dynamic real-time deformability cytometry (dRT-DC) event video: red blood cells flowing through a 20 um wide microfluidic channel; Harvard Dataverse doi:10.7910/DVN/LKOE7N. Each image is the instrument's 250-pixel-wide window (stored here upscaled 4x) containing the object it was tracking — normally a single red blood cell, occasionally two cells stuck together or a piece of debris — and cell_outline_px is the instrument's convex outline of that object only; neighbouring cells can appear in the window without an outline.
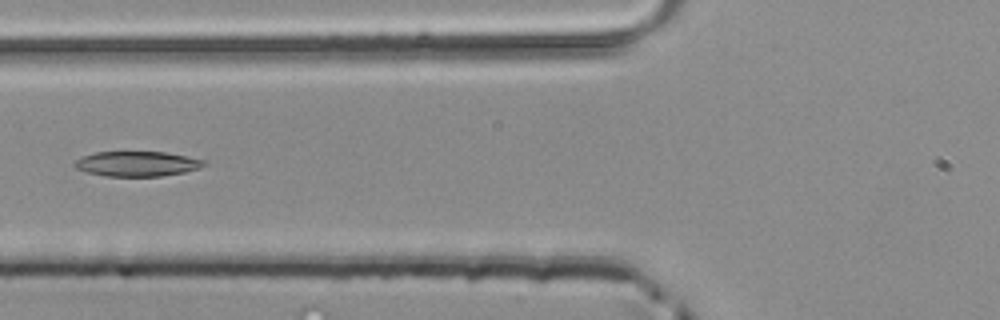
{"species": "common noctule bat (a hibernating species)", "species_latin": "Nyctalus noctula", "temperature_condition": "room temperature", "stored_images_in_passage": 49, "camera_frame_rate_fps": 3000, "um_per_image_px": 0.085, "animal": {"sex": "male", "body_mass_g": 20.4}, "frame": {"image": 1, "passage_image": 19, "time_ms": 6.0, "image_size_px": [1000, 320], "cell_outline_px": [[208, 164], [200, 168], [184, 172], [160, 176], [104, 176], [88, 172], [76, 168], [72, 164], [80, 156], [96, 152], [164, 152], [204, 160]], "centroid_in_image_um": [11.62, 13.92], "position_along_channel_um": 114.2, "area_um2": 18.79}}
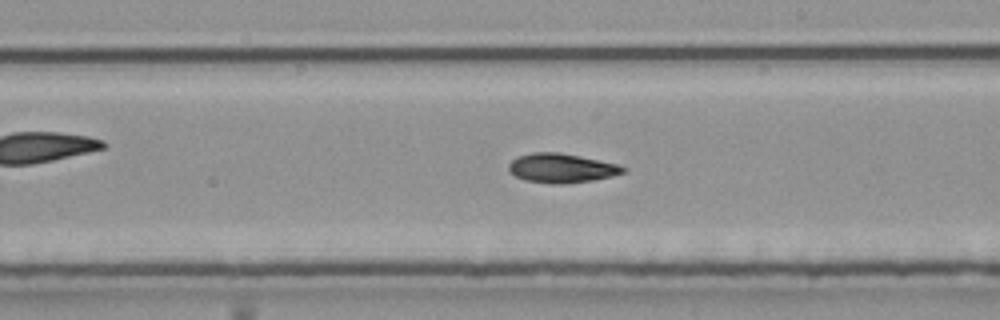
{"frame": {"image": 2, "passage_image": 28, "time_ms": 9.0, "image_size_px": [1000, 320], "cell_outline_px": [[628, 168], [624, 172], [612, 176], [592, 180], [560, 184], [552, 184], [524, 180], [516, 176], [508, 168], [508, 164], [516, 156], [532, 152], [560, 152], [580, 156], [616, 164]], "centroid_in_image_um": [47.7, 14.28], "position_along_channel_um": 241.3, "area_um2": 19.42}}
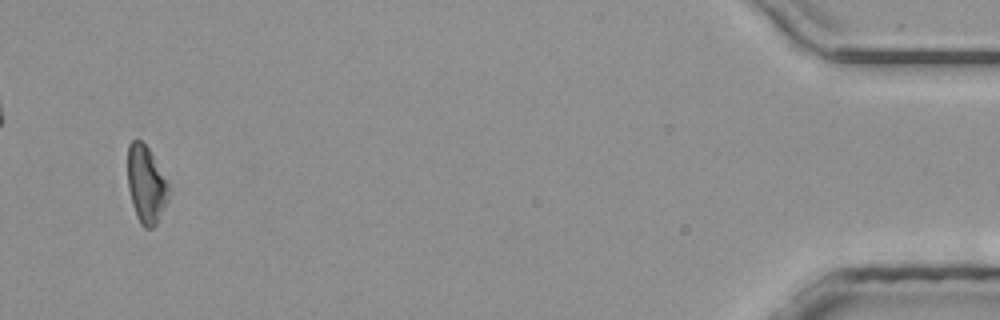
{"frame": {"image": 3, "passage_image": 47, "time_ms": 15.333, "image_size_px": [1000, 320], "cell_outline_px": [[172, 192], [156, 224], [152, 228], [144, 228], [140, 224], [136, 216], [132, 204], [128, 188], [128, 144], [132, 140], [140, 140], [148, 148], [168, 180], [172, 188]], "centroid_in_image_um": [12.45, 15.7], "position_along_channel_um": 422.7, "area_um2": 18.84}}